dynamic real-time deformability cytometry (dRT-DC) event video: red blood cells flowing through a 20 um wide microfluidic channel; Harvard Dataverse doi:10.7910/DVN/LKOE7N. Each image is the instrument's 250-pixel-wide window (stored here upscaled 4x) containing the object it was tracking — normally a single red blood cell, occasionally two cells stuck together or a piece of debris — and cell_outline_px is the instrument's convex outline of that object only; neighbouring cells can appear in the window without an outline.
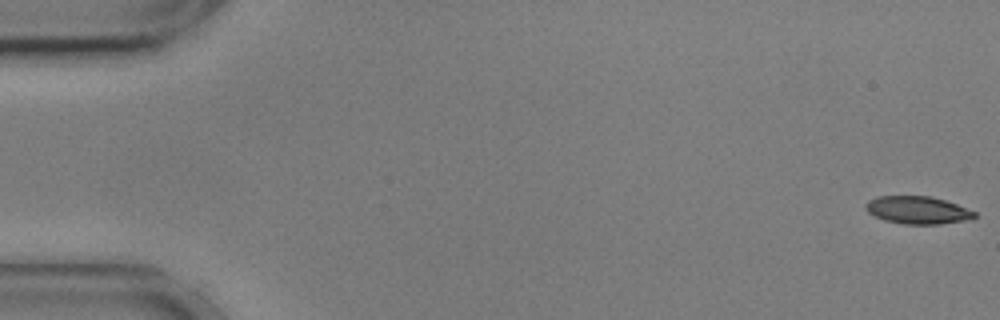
{"species": "common noctule bat (a hibernating species)", "species_latin": "Nyctalus noctula", "temperature_condition": "cold", "stored_images_in_passage": 56, "camera_frame_rate_fps": 3000, "um_per_image_px": 0.085, "animal": {"sex": "male", "body_mass_g": 17.9, "forearm_length_mm": 54.2}, "frame": {"image": 1, "passage_image": 1, "time_ms": 0.0, "image_size_px": [1000, 320], "cell_outline_px": [[976, 216], [972, 220], [940, 224], [904, 224], [884, 220], [868, 212], [864, 208], [864, 204], [868, 200], [876, 196], [932, 196], [956, 204], [976, 212]], "centroid_in_image_um": [78.0, 17.86], "position_along_channel_um": 7.0, "area_um2": 17.69}}
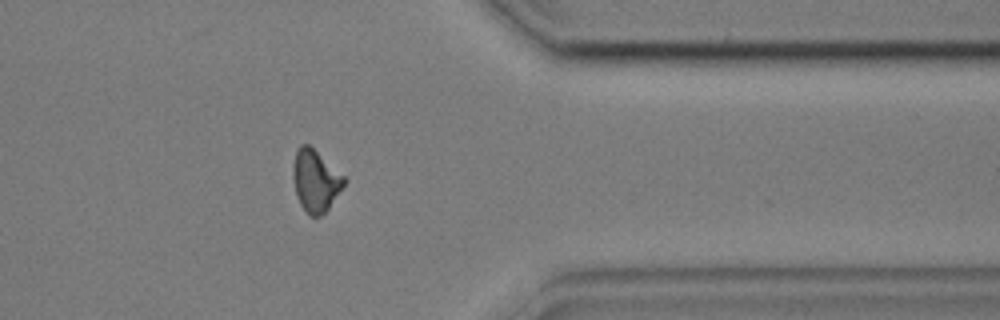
{"frame": {"image": 2, "passage_image": 45, "time_ms": 14.667, "image_size_px": [1000, 320], "cell_outline_px": [[348, 180], [328, 208], [320, 216], [312, 216], [300, 204], [296, 192], [292, 176], [292, 164], [296, 148], [300, 144], [308, 144], [344, 176]], "centroid_in_image_um": [26.8, 15.32], "position_along_channel_um": 384.6, "area_um2": 18.21}}
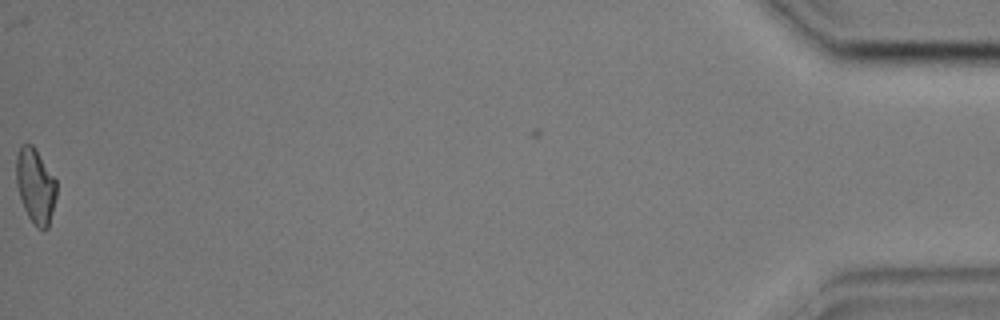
{"frame": {"image": 3, "passage_image": 56, "time_ms": 18.333, "image_size_px": [1000, 320], "cell_outline_px": [[56, 196], [48, 228], [36, 228], [32, 224], [20, 200], [16, 184], [16, 156], [20, 144], [32, 144], [36, 148], [56, 180]], "centroid_in_image_um": [2.99, 15.78], "position_along_channel_um": 432.2, "area_um2": 17.74}, "authors_computed_cell_mechanics": {"area_um2": 18.4382, "velocity_mm_per_s": 3.608, "shape_relaxation_time_tau1_ms": 5.7777, "shape_relaxation_time_tau2_ms": 4.5519, "deformation_change_tau1": 0.1364, "deformation_change_tau2": 0.1128}}